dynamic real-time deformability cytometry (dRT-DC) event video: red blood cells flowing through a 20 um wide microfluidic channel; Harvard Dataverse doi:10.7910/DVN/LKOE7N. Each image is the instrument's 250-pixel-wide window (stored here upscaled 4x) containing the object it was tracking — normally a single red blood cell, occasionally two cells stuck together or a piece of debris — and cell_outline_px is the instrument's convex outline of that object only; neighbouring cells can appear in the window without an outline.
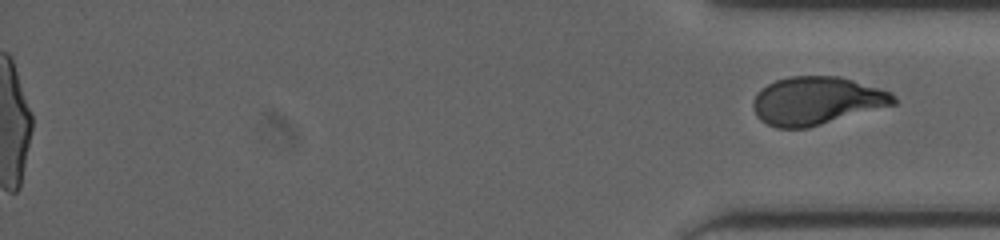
{"species": "human", "species_latin": "Homo sapiens", "temperature_condition": "cold", "stored_images_in_passage": 53, "segment_of_instrument_passage": [2, 2], "camera_frame_rate_fps": 3000, "um_per_image_px": 0.085, "donor": {"sex": "male"}, "frame": {"image": 1, "passage_image": 53, "time_ms": 17.333, "image_size_px": [1000, 240], "cell_outline_px": [[896, 104], [808, 128], [776, 128], [760, 120], [756, 116], [752, 108], [752, 100], [768, 84], [776, 80], [788, 76], [840, 76], [892, 92], [896, 96]], "centroid_in_image_um": [69.42, 8.57], "position_along_channel_um": 365.8, "area_um2": 39.36}}